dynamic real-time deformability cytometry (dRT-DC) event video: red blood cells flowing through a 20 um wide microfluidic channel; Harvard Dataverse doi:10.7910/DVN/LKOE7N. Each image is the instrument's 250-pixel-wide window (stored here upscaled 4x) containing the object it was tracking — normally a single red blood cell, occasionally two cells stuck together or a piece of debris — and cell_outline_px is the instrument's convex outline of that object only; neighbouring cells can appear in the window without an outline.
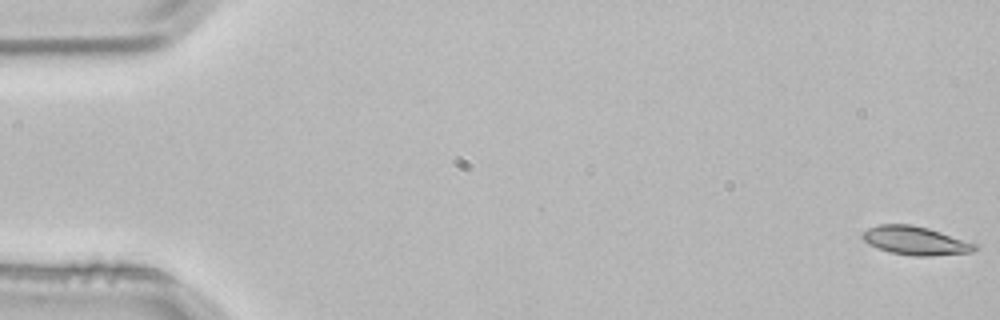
{"species": "common noctule bat (a hibernating species)", "species_latin": "Nyctalus noctula", "temperature_condition": "room temperature", "stored_images_in_passage": 55, "camera_frame_rate_fps": 3000, "um_per_image_px": 0.085, "animal": {"sex": "male", "body_mass_g": 21.5, "forearm_length_mm": 52.0}, "frame": {"image": 1, "passage_image": 1, "time_ms": 0.0, "image_size_px": [1000, 320], "cell_outline_px": [[976, 248], [972, 252], [932, 256], [912, 256], [888, 252], [876, 248], [868, 244], [860, 236], [868, 228], [880, 224], [912, 224], [928, 228], [976, 244]], "centroid_in_image_um": [77.75, 20.46], "position_along_channel_um": 7.2, "area_um2": 18.67}}
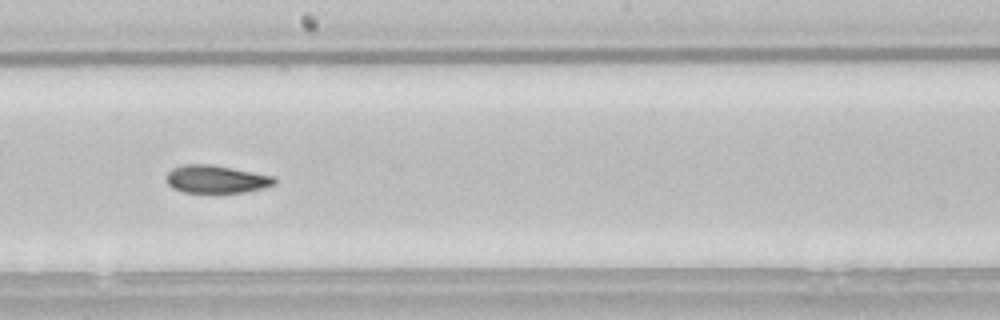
{"frame": {"image": 2, "passage_image": 30, "time_ms": 9.667, "image_size_px": [1000, 320], "cell_outline_px": [[276, 184], [244, 192], [184, 192], [172, 188], [168, 184], [168, 172], [172, 168], [184, 164], [208, 164], [232, 168], [276, 176]], "centroid_in_image_um": [18.39, 15.22], "position_along_channel_um": 229.8, "area_um2": 17.34}}
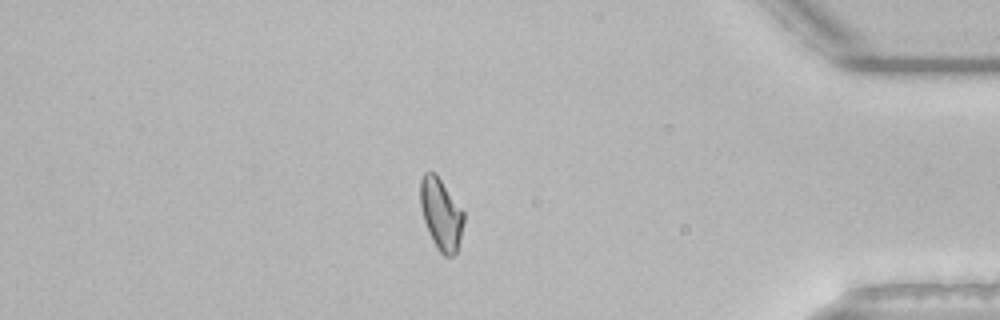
{"frame": {"image": 3, "passage_image": 46, "time_ms": 15.0, "image_size_px": [1000, 320], "cell_outline_px": [[464, 220], [456, 252], [452, 256], [444, 256], [436, 248], [428, 232], [424, 220], [420, 204], [420, 180], [424, 172], [436, 172], [464, 212]], "centroid_in_image_um": [37.47, 18.17], "position_along_channel_um": 397.7, "area_um2": 18.03}, "authors_computed_cell_mechanics": {"area_um2": 18.207, "velocity_mm_per_s": 3.8265, "shape_relaxation_time_tau1_ms": 6.9998, "shape_relaxation_time_tau2_ms": 3.7548, "deformation_change_tau1": 0.183, "deformation_change_tau2": 0.0991}}